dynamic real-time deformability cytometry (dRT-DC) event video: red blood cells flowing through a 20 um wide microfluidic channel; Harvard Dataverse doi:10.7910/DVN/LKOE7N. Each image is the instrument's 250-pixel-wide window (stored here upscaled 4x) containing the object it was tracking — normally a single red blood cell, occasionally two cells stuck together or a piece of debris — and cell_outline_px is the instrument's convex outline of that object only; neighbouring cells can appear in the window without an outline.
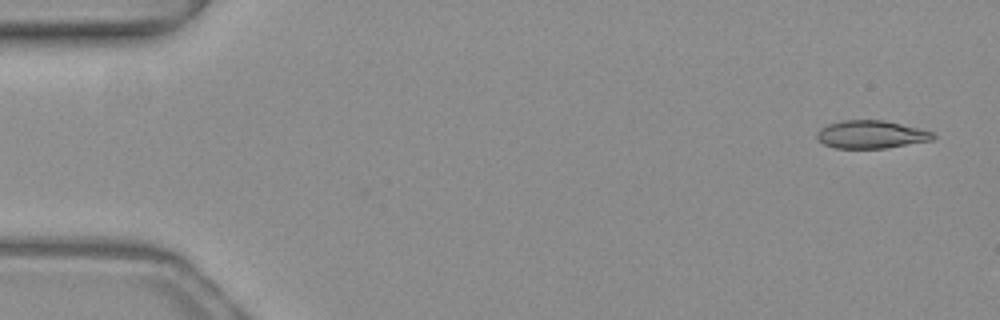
{"species": "common noctule bat (a hibernating species)", "species_latin": "Nyctalus noctula", "temperature_condition": "warm", "stored_images_in_passage": 51, "camera_frame_rate_fps": 3000, "um_per_image_px": 0.085, "animal": {"sex": "female", "body_mass_g": 19.3, "forearm_length_mm": 54.1}, "frame": {"image": 1, "passage_image": 2, "time_ms": 0.333, "image_size_px": [1000, 320], "cell_outline_px": [[936, 136], [932, 140], [884, 148], [832, 148], [824, 144], [816, 136], [816, 132], [820, 128], [828, 124], [844, 120], [884, 120], [932, 132]], "centroid_in_image_um": [73.99, 11.43], "position_along_channel_um": 11.0, "area_um2": 18.67}}
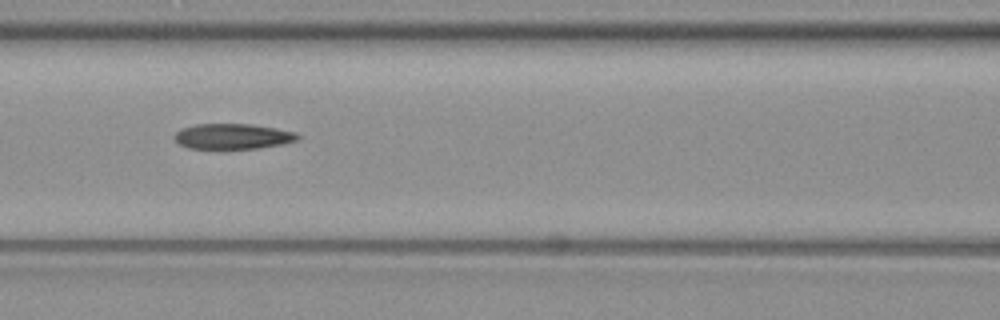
{"frame": {"image": 2, "passage_image": 22, "time_ms": 7.0, "image_size_px": [1000, 320], "cell_outline_px": [[300, 136], [296, 140], [280, 144], [260, 148], [224, 152], [188, 148], [180, 144], [172, 136], [180, 128], [196, 124], [252, 124], [276, 128], [296, 132]], "centroid_in_image_um": [19.72, 11.64], "position_along_channel_um": 146.9, "area_um2": 19.19}}
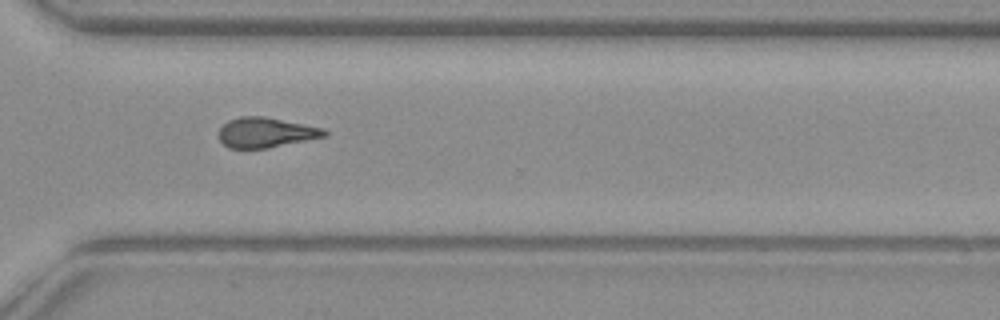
{"frame": {"image": 3, "passage_image": 37, "time_ms": 12.0, "image_size_px": [1000, 320], "cell_outline_px": [[328, 136], [268, 148], [228, 148], [220, 140], [220, 128], [228, 120], [240, 116], [264, 116], [324, 128], [328, 132]], "centroid_in_image_um": [22.62, 11.26], "position_along_channel_um": 348.0, "area_um2": 18.5}, "authors_computed_cell_mechanics": {"area_um2": 19.074, "velocity_mm_per_s": 4.0318, "shape_relaxation_time_tau1_ms": null, "shape_relaxation_time_tau2_ms": 5.5235, "deformation_change_tau1": null, "deformation_change_tau2": 0.1703}}